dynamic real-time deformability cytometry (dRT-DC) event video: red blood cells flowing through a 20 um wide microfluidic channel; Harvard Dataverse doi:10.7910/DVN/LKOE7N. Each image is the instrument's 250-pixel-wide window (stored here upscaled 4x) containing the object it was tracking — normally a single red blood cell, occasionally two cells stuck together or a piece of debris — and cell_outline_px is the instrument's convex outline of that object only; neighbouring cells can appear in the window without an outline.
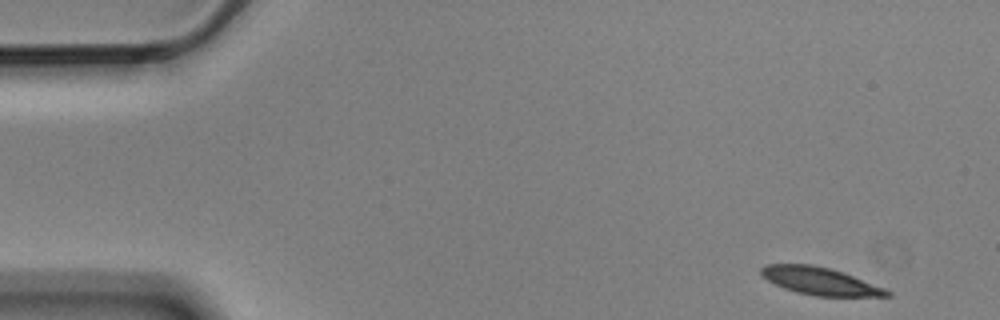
{"species": "Egyptian fruit bat (a non-hibernating species)", "species_latin": "Rousettus aegyptiacus", "temperature_condition": "cold", "stored_images_in_passage": 5, "camera_frame_rate_fps": 3000, "um_per_image_px": 0.085, "animal": {"sex": "male"}, "frame": {"image": 1, "passage_image": 1, "time_ms": 0.0, "image_size_px": [1000, 320], "cell_outline_px": [[892, 296], [816, 296], [796, 292], [784, 288], [768, 280], [760, 272], [760, 268], [764, 264], [812, 264], [828, 268], [852, 276], [884, 288], [892, 292]], "centroid_in_image_um": [69.67, 23.89], "position_along_channel_um": 15.3, "area_um2": 19.83}}
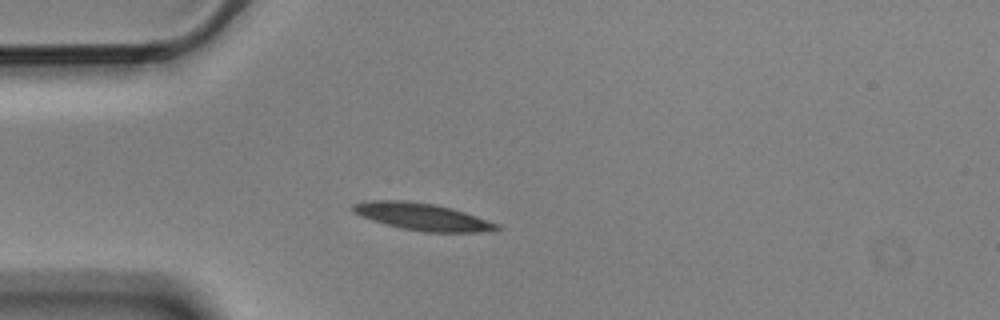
{"frame": {"image": 2, "passage_image": 4, "time_ms": 1.0, "image_size_px": [1000, 320], "cell_outline_px": [[500, 228], [480, 232], [424, 232], [404, 228], [372, 220], [360, 216], [352, 212], [352, 204], [364, 200], [404, 200], [436, 204], [452, 208], [500, 224]], "centroid_in_image_um": [35.86, 18.4], "position_along_channel_um": 49.1, "area_um2": 22.66}}